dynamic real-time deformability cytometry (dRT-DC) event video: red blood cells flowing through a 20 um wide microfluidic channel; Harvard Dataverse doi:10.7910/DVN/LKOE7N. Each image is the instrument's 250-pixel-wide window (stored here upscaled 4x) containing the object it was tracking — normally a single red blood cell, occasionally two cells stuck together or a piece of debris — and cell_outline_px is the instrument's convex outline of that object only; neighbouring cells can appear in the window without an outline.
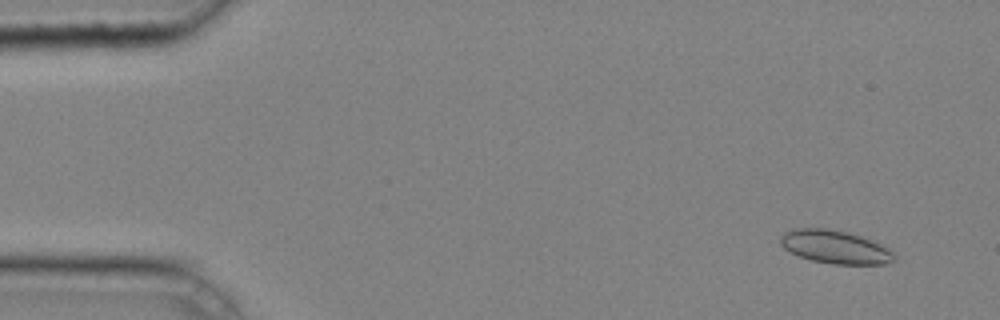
{"species": "common noctule bat (a hibernating species)", "species_latin": "Nyctalus noctula", "temperature_condition": "cold", "stored_images_in_passage": 46, "camera_frame_rate_fps": 3000, "um_per_image_px": 0.085, "animal": {"sex": "male", "body_mass_g": 20.4}, "frame": {"image": 1, "passage_image": 4, "time_ms": 1.0, "image_size_px": [1000, 320], "cell_outline_px": [[896, 260], [888, 264], [832, 264], [812, 260], [800, 256], [784, 248], [780, 244], [780, 236], [784, 232], [792, 228], [828, 228], [848, 232], [872, 240], [888, 248], [896, 256]], "centroid_in_image_um": [70.99, 20.98], "position_along_channel_um": 14.0, "area_um2": 22.14}}
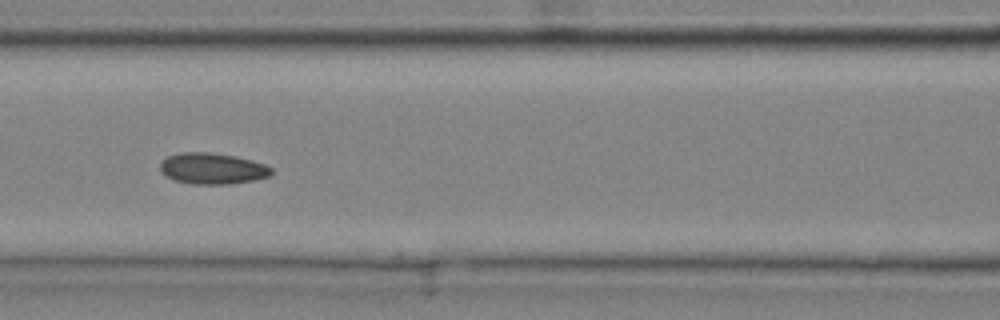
{"frame": {"image": 2, "passage_image": 21, "time_ms": 6.667, "image_size_px": [1000, 320], "cell_outline_px": [[272, 176], [232, 184], [192, 184], [176, 180], [160, 172], [160, 164], [168, 156], [180, 152], [208, 152], [236, 156], [252, 160], [264, 164], [272, 168]], "centroid_in_image_um": [18.08, 14.32], "position_along_channel_um": 148.5, "area_um2": 20.17}}
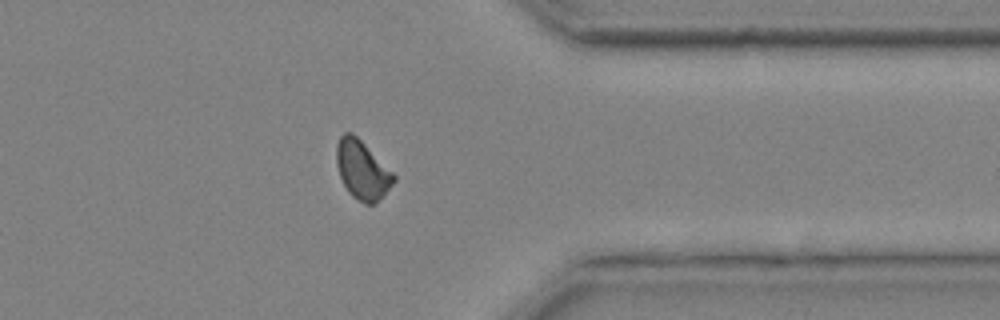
{"frame": {"image": 3, "passage_image": 38, "time_ms": 12.333, "image_size_px": [1000, 320], "cell_outline_px": [[396, 180], [372, 204], [364, 204], [356, 200], [348, 192], [340, 176], [336, 164], [336, 144], [340, 136], [344, 132], [352, 132], [396, 176]], "centroid_in_image_um": [30.74, 14.43], "position_along_channel_um": 380.7, "area_um2": 19.13}, "authors_computed_cell_mechanics": {"area_um2": 19.941, "velocity_mm_per_s": 4.2492, "shape_relaxation_time_tau1_ms": 9.312, "shape_relaxation_time_tau2_ms": 2.5961, "deformation_change_tau1": 0.1467, "deformation_change_tau2": 0.0661}}